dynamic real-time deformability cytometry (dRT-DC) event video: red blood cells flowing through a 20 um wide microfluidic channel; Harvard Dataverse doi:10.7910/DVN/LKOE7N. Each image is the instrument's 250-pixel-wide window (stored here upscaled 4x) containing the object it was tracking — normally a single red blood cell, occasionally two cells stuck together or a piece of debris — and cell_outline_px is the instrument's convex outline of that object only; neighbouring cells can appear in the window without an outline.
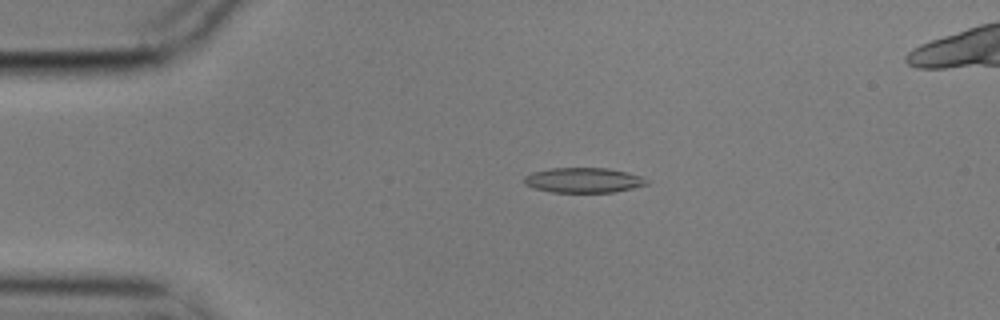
{"species": "common noctule bat (a hibernating species)", "species_latin": "Nyctalus noctula", "temperature_condition": "cold", "stored_images_in_passage": 6, "camera_frame_rate_fps": 3000, "um_per_image_px": 0.085, "animal": {"sex": "male", "body_mass_g": 17.9}, "frame": {"image": 1, "passage_image": 4, "time_ms": 1.0, "image_size_px": [1000, 320], "cell_outline_px": [[648, 184], [632, 188], [612, 192], [552, 192], [536, 188], [524, 184], [524, 176], [532, 172], [548, 168], [608, 168], [628, 172], [640, 176], [648, 180]], "centroid_in_image_um": [49.58, 15.3], "position_along_channel_um": 35.4, "area_um2": 17.8}}